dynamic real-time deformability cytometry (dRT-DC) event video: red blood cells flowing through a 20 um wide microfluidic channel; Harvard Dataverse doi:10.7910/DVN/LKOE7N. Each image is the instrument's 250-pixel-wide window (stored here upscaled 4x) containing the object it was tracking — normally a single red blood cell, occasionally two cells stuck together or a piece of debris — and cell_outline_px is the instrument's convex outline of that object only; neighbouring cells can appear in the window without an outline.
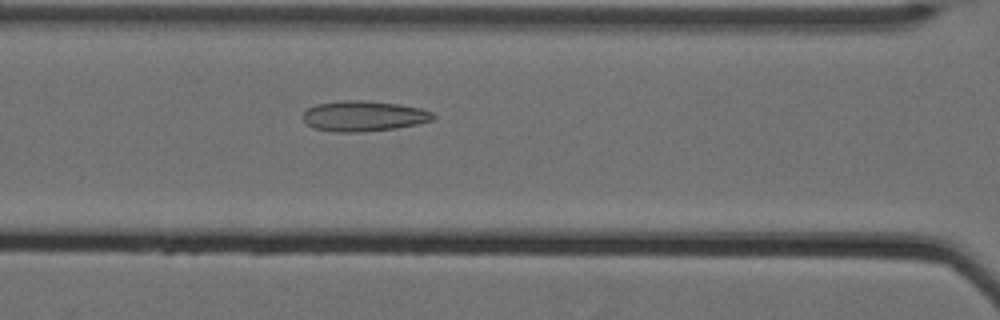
{"species": "Egyptian fruit bat (a non-hibernating species)", "species_latin": "Rousettus aegyptiacus", "temperature_condition": "cold", "stored_images_in_passage": 50, "segment_of_instrument_passage": [1, 2], "camera_frame_rate_fps": 3000, "um_per_image_px": 0.085, "animal": {"sex": "female"}, "frame": {"image": 1, "passage_image": 18, "time_ms": 5.667, "image_size_px": [1000, 320], "cell_outline_px": [[436, 116], [432, 120], [416, 124], [396, 128], [360, 132], [336, 132], [312, 128], [300, 116], [308, 108], [316, 104], [340, 100], [368, 100], [396, 104], [420, 108], [432, 112]], "centroid_in_image_um": [30.87, 9.86], "position_along_channel_um": 135.7, "area_um2": 23.18}}
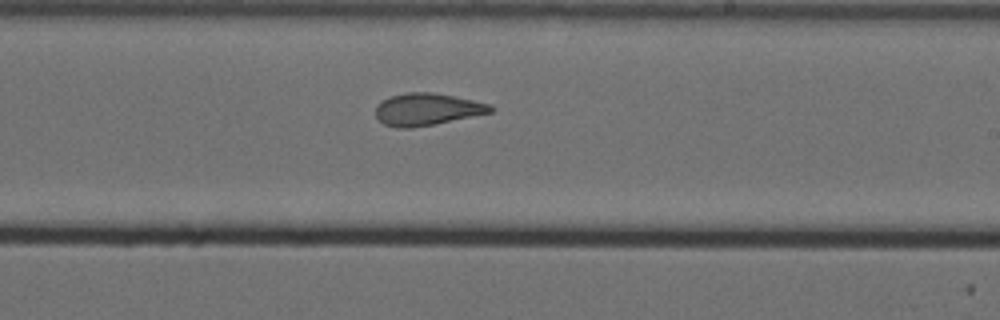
{"frame": {"image": 2, "passage_image": 28, "time_ms": 9.0, "image_size_px": [1000, 320], "cell_outline_px": [[492, 112], [412, 128], [396, 128], [384, 124], [376, 116], [376, 104], [380, 100], [388, 96], [408, 92], [432, 92], [472, 100], [488, 104], [492, 108]], "centroid_in_image_um": [36.2, 9.28], "position_along_channel_um": 252.8, "area_um2": 21.27}}
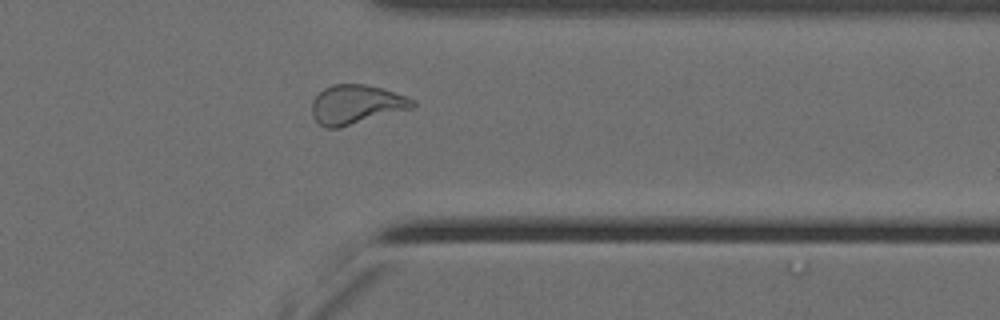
{"frame": {"image": 3, "passage_image": 39, "time_ms": 12.667, "image_size_px": [1000, 320], "cell_outline_px": [[416, 104], [412, 108], [340, 128], [324, 128], [312, 116], [312, 100], [324, 88], [332, 84], [364, 84], [380, 88], [408, 96], [416, 100]], "centroid_in_image_um": [30.28, 8.88], "position_along_channel_um": 381.1, "area_um2": 23.06}}